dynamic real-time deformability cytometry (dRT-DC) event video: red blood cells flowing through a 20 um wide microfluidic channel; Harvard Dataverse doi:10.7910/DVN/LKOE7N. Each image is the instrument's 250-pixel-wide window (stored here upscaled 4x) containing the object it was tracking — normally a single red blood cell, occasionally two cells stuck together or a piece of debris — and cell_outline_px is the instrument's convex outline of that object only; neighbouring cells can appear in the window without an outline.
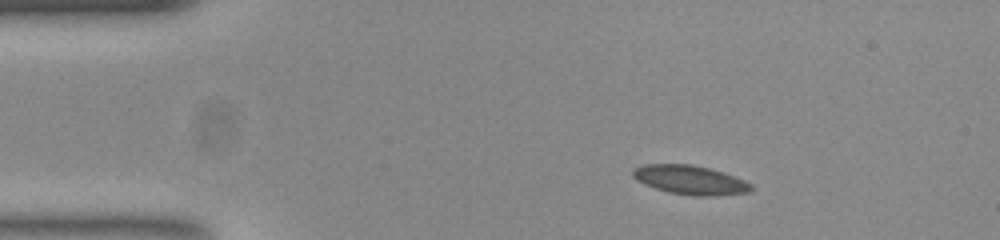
{"species": "common noctule bat (a hibernating species)", "species_latin": "Nyctalus noctula", "temperature_condition": "room temperature", "stored_images_in_passage": 45, "camera_frame_rate_fps": 3000, "um_per_image_px": 0.085, "animal": {"sex": "female", "body_mass_g": 23.0, "forearm_length_mm": 53.4}, "frame": {"image": 1, "passage_image": 1, "time_ms": 0.0, "image_size_px": [1000, 240], "cell_outline_px": [[756, 188], [748, 192], [716, 196], [692, 196], [668, 192], [644, 184], [636, 180], [632, 176], [632, 168], [640, 164], [692, 164], [708, 168], [744, 180], [752, 184]], "centroid_in_image_um": [58.63, 15.3], "position_along_channel_um": 26.4, "area_um2": 20.17}}
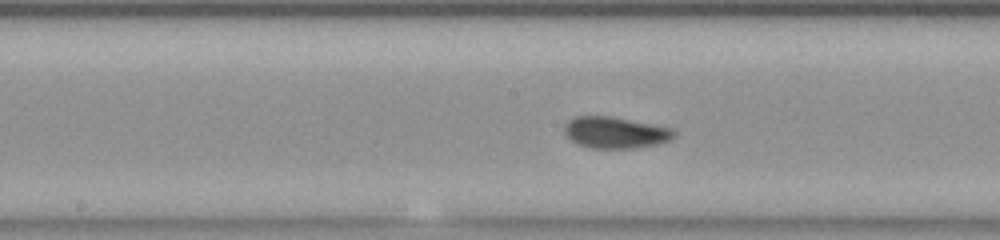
{"frame": {"image": 2, "passage_image": 19, "time_ms": 6.0, "image_size_px": [1000, 240], "cell_outline_px": [[676, 136], [672, 140], [660, 144], [636, 148], [592, 148], [576, 144], [564, 132], [564, 124], [568, 120], [576, 116], [612, 116], [672, 128], [676, 132]], "centroid_in_image_um": [52.33, 11.27], "position_along_channel_um": 195.9, "area_um2": 20.35}}
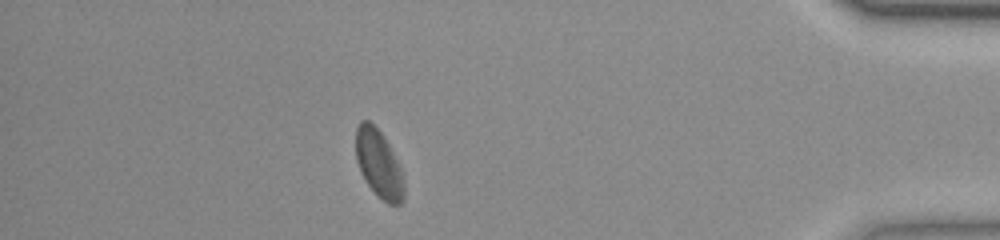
{"frame": {"image": 3, "passage_image": 39, "time_ms": 12.667, "image_size_px": [1000, 240], "cell_outline_px": [[404, 200], [400, 204], [388, 204], [368, 184], [360, 172], [356, 160], [356, 128], [360, 120], [368, 120], [384, 136], [400, 168], [404, 180]], "centroid_in_image_um": [32.19, 13.91], "position_along_channel_um": 403.0, "area_um2": 18.73}, "authors_computed_cell_mechanics": {"area_um2": 19.7676, "velocity_mm_per_s": 3.8317, "shape_relaxation_time_tau1_ms": 4.9854, "shape_relaxation_time_tau2_ms": 1.1826, "deformation_change_tau1": 0.1035, "deformation_change_tau2": 0.0381}}